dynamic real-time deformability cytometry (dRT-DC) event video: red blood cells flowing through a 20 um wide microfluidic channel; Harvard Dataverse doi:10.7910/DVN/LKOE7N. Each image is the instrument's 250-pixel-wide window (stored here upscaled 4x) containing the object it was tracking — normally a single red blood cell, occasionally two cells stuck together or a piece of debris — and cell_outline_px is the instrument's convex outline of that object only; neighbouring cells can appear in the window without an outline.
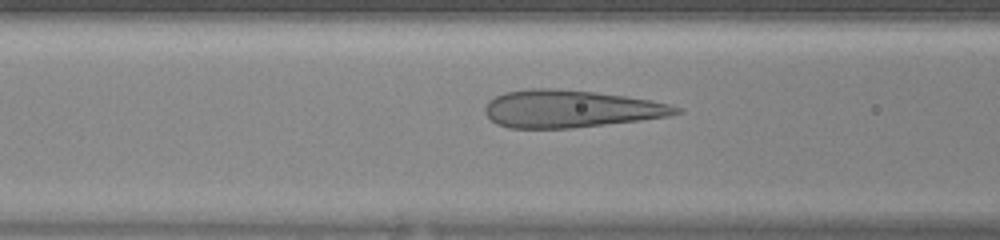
{"species": "human", "species_latin": "Homo sapiens", "temperature_condition": "warm", "stored_images_in_passage": 43, "camera_frame_rate_fps": 3000, "um_per_image_px": 0.085, "donor": {"sex": "female"}, "frame": {"image": 1, "passage_image": 17, "time_ms": 5.333, "image_size_px": [1000, 240], "cell_outline_px": [[684, 112], [668, 116], [640, 120], [572, 128], [508, 128], [496, 124], [484, 112], [484, 108], [488, 100], [504, 92], [532, 88], [556, 88], [596, 92], [624, 96], [648, 100], [668, 104], [680, 108]], "centroid_in_image_um": [48.45, 9.25], "position_along_channel_um": 118.2, "area_um2": 41.62}}
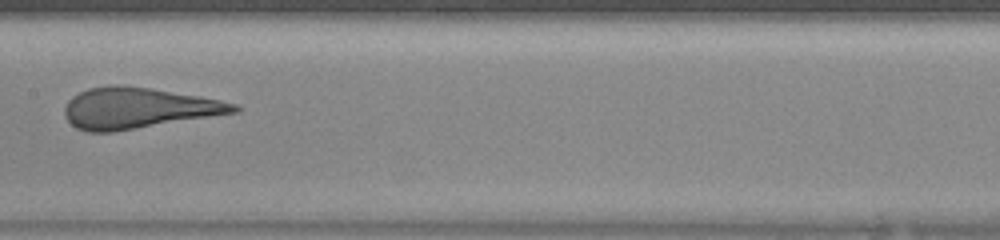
{"frame": {"image": 2, "passage_image": 22, "time_ms": 7.0, "image_size_px": [1000, 240], "cell_outline_px": [[240, 112], [112, 132], [88, 132], [76, 128], [64, 116], [64, 108], [68, 100], [72, 96], [88, 88], [116, 84], [148, 88], [200, 96], [220, 100], [236, 104], [240, 108]], "centroid_in_image_um": [11.72, 9.19], "position_along_channel_um": 195.7, "area_um2": 40.23}}
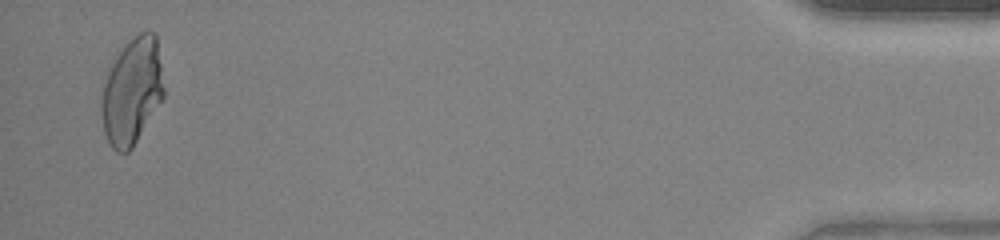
{"frame": {"image": 3, "passage_image": 42, "time_ms": 13.667, "image_size_px": [1000, 240], "cell_outline_px": [[164, 96], [132, 148], [128, 152], [116, 152], [112, 148], [104, 132], [100, 112], [100, 108], [104, 84], [108, 72], [112, 64], [120, 52], [140, 32], [152, 32], [156, 36], [164, 88]], "centroid_in_image_um": [11.21, 7.81], "position_along_channel_um": 424.0, "area_um2": 37.92}}